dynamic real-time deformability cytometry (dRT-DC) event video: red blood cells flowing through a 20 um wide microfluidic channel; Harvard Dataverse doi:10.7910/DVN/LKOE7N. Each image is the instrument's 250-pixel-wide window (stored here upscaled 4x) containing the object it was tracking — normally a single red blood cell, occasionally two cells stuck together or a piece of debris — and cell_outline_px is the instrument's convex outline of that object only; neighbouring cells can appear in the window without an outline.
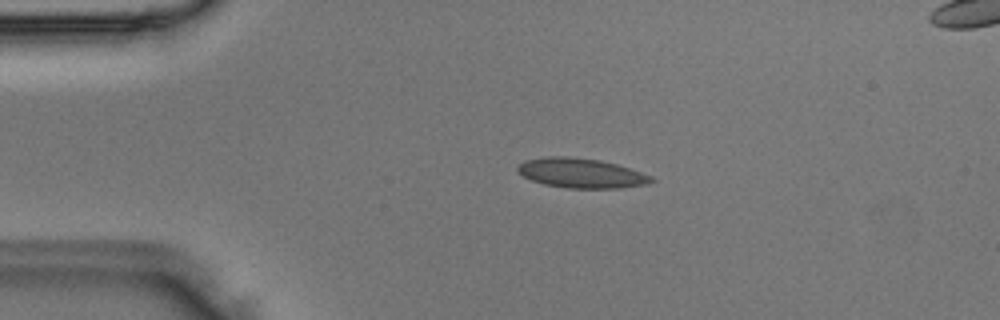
{"species": "Egyptian fruit bat (a non-hibernating species)", "species_latin": "Rousettus aegyptiacus", "temperature_condition": "room temperature", "stored_images_in_passage": 3, "camera_frame_rate_fps": 3000, "um_per_image_px": 0.085, "animal": {"sex": "male"}, "frame": {"image": 1, "passage_image": 1, "time_ms": 0.0, "image_size_px": [1000, 320], "cell_outline_px": [[656, 180], [648, 184], [620, 188], [568, 188], [544, 184], [532, 180], [516, 172], [516, 168], [524, 160], [548, 156], [568, 156], [600, 160], [616, 164], [652, 176]], "centroid_in_image_um": [49.39, 14.71], "position_along_channel_um": 35.6, "area_um2": 23.12}}